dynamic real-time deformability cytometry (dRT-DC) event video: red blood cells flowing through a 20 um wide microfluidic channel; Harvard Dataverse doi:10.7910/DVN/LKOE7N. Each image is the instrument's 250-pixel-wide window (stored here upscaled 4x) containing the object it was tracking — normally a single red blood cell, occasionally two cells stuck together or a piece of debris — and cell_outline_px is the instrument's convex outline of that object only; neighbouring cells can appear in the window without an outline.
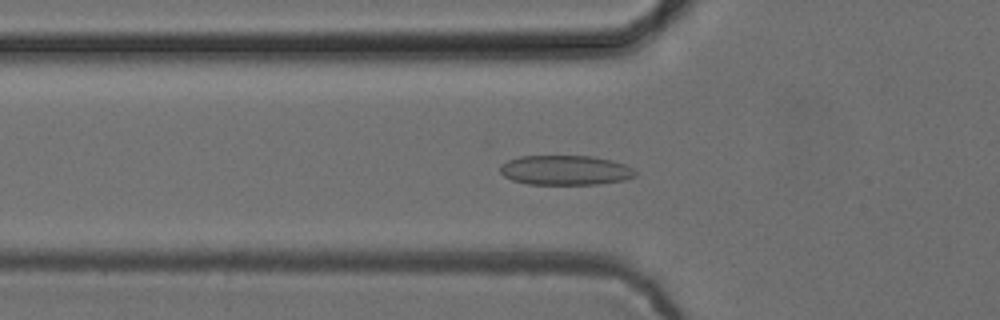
{"species": "common noctule bat (a hibernating species)", "species_latin": "Nyctalus noctula", "temperature_condition": "cold", "stored_images_in_passage": 53, "camera_frame_rate_fps": 3000, "um_per_image_px": 0.085, "animal": {"sex": "female", "body_mass_g": 24.6, "forearm_length_mm": 56.2}, "frame": {"image": 1, "passage_image": 18, "time_ms": 5.667, "image_size_px": [1000, 320], "cell_outline_px": [[636, 176], [624, 180], [596, 184], [528, 184], [512, 180], [504, 176], [500, 172], [500, 164], [508, 160], [520, 156], [592, 156], [612, 160], [624, 164], [632, 168], [636, 172]], "centroid_in_image_um": [48.04, 14.46], "position_along_channel_um": 77.8, "area_um2": 23.41}}
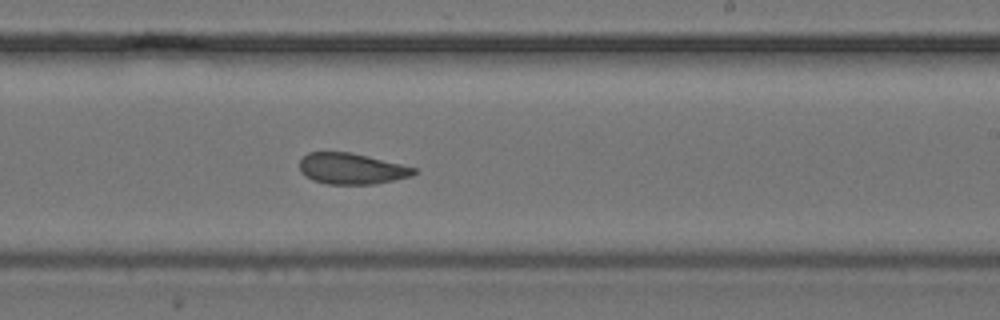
{"frame": {"image": 2, "passage_image": 32, "time_ms": 10.333, "image_size_px": [1000, 320], "cell_outline_px": [[416, 172], [412, 176], [372, 184], [328, 184], [312, 180], [304, 176], [300, 172], [300, 160], [308, 152], [352, 152], [416, 168]], "centroid_in_image_um": [29.84, 14.33], "position_along_channel_um": 259.2, "area_um2": 20.58}}
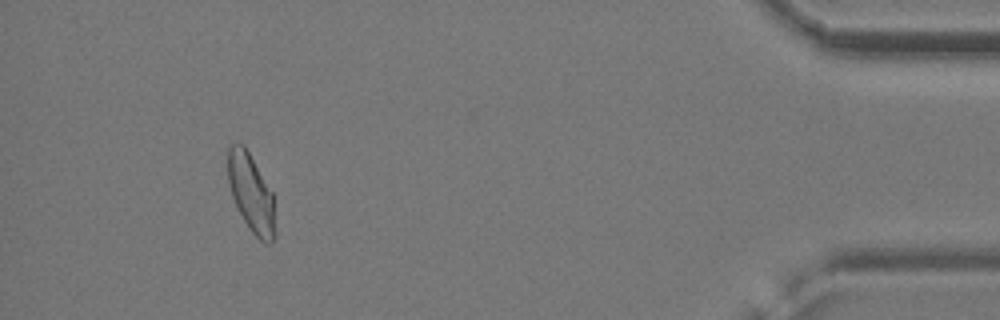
{"frame": {"image": 3, "passage_image": 49, "time_ms": 16.0, "image_size_px": [1000, 320], "cell_outline_px": [[276, 236], [268, 244], [264, 244], [248, 228], [232, 196], [228, 184], [228, 148], [232, 144], [240, 140], [244, 144], [272, 192], [276, 228]], "centroid_in_image_um": [21.35, 16.42], "position_along_channel_um": 413.8, "area_um2": 21.62}, "authors_computed_cell_mechanics": {"area_um2": 22.0796, "velocity_mm_per_s": 3.8633, "shape_relaxation_time_tau1_ms": 7.0315, "shape_relaxation_time_tau2_ms": 1.8552, "deformation_change_tau1": 0.1322, "deformation_change_tau2": 0.0838}}